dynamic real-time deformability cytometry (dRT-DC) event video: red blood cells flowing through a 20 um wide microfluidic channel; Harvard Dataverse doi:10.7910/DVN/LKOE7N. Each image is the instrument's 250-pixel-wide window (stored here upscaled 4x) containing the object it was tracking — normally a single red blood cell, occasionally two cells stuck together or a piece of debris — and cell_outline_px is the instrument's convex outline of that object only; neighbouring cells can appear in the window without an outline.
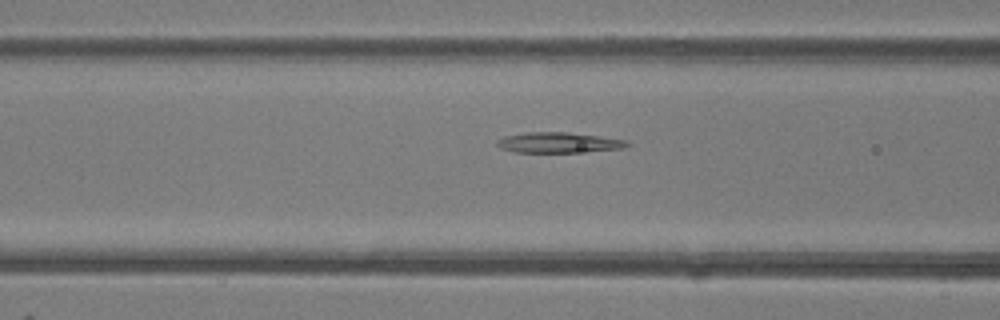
{"species": "common noctule bat (a hibernating species)", "species_latin": "Nyctalus noctula", "temperature_condition": "room temperature", "stored_images_in_passage": 40, "camera_frame_rate_fps": 3000, "um_per_image_px": 0.085, "animal": {"sex": "female"}, "frame": {"image": 1, "passage_image": 11, "time_ms": 3.333, "image_size_px": [1000, 320], "cell_outline_px": [[632, 144], [624, 148], [576, 152], [516, 152], [500, 148], [496, 144], [496, 140], [504, 136], [524, 132], [568, 132], [600, 136], [628, 140]], "centroid_in_image_um": [47.49, 12.11], "position_along_channel_um": 119.1, "area_um2": 15.61}}
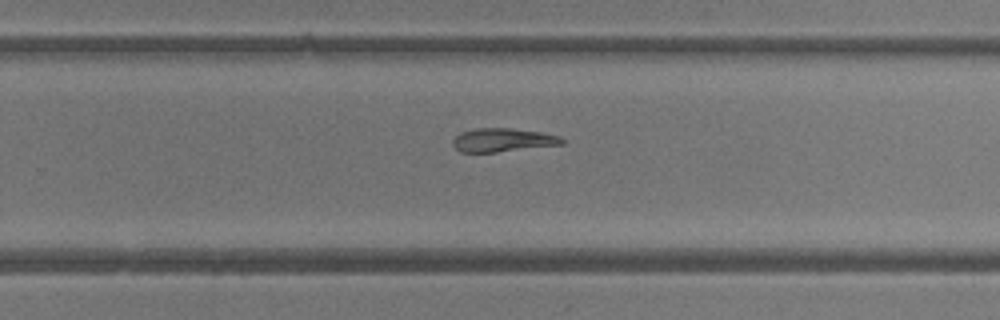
{"frame": {"image": 2, "passage_image": 23, "time_ms": 7.333, "image_size_px": [1000, 320], "cell_outline_px": [[564, 144], [496, 152], [460, 152], [452, 144], [452, 140], [460, 132], [476, 128], [508, 128], [540, 132], [560, 136], [564, 140]], "centroid_in_image_um": [42.71, 11.9], "position_along_channel_um": 287.1, "area_um2": 14.91}}
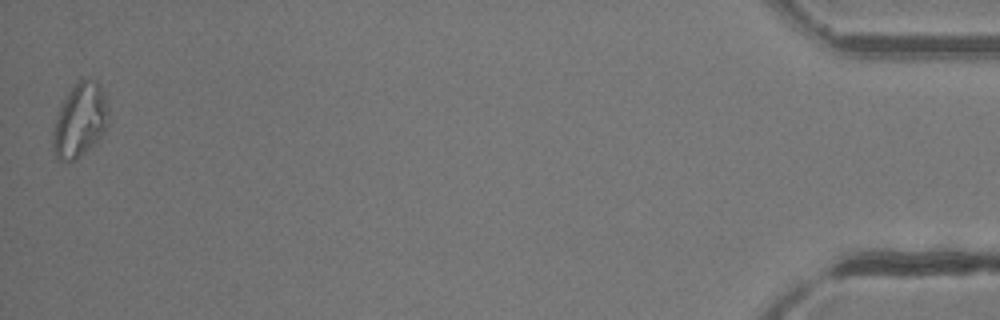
{"frame": {"image": 3, "passage_image": 40, "time_ms": 13.0, "image_size_px": [1000, 320], "cell_outline_px": [[108, 124], [104, 132], [76, 160], [56, 160], [52, 148], [52, 136], [56, 116], [60, 104], [68, 92], [80, 76], [92, 80], [100, 84], [104, 92], [108, 108]], "centroid_in_image_um": [6.77, 10.18], "position_along_channel_um": 428.4, "area_um2": 24.1}}